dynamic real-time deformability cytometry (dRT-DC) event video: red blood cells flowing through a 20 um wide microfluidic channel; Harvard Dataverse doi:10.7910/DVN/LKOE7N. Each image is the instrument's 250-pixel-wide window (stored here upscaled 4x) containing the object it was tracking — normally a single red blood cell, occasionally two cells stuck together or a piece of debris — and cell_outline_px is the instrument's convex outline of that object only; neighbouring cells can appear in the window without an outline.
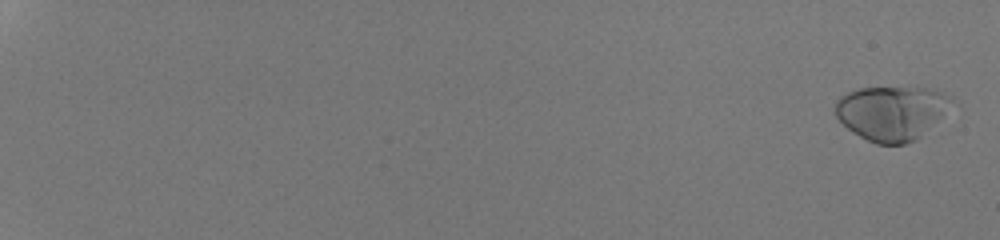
{"species": "human", "species_latin": "Homo sapiens", "temperature_condition": "room temperature", "stored_images_in_passage": 54, "camera_frame_rate_fps": 3000, "um_per_image_px": 0.085, "donor": {"sex": "male"}, "frame": {"image": 1, "passage_image": 2, "time_ms": 0.333, "image_size_px": [1000, 240], "cell_outline_px": [[952, 100], [944, 112], [916, 140], [904, 144], [876, 144], [852, 132], [836, 116], [836, 100], [840, 96], [848, 92], [860, 88], [928, 88], [952, 96]], "centroid_in_image_um": [75.74, 9.59], "position_along_channel_um": 9.3, "area_um2": 36.07}}
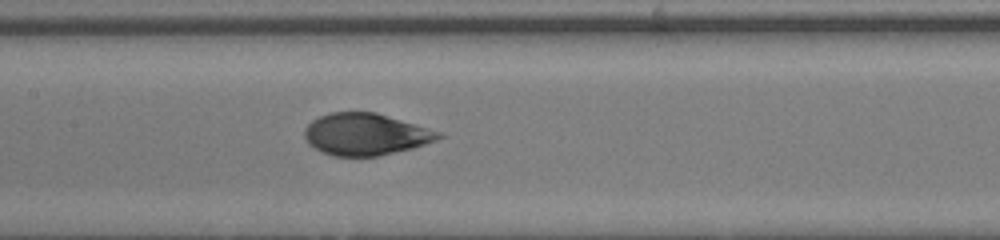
{"frame": {"image": 2, "passage_image": 32, "time_ms": 10.333, "image_size_px": [1000, 240], "cell_outline_px": [[444, 136], [436, 140], [412, 148], [376, 156], [332, 156], [308, 144], [304, 136], [304, 128], [312, 120], [320, 116], [332, 112], [376, 112], [444, 132]], "centroid_in_image_um": [31.09, 11.4], "position_along_channel_um": 176.3, "area_um2": 32.71}}
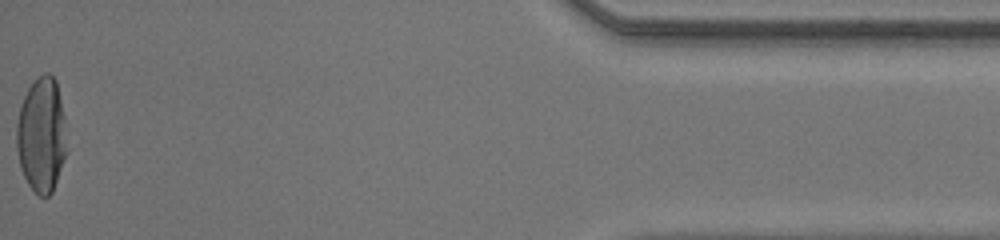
{"frame": {"image": 3, "passage_image": 54, "time_ms": 17.667, "image_size_px": [1000, 240], "cell_outline_px": [[68, 152], [52, 192], [48, 196], [40, 196], [28, 184], [20, 168], [16, 148], [16, 124], [20, 108], [24, 96], [28, 88], [44, 72], [48, 72], [56, 80], [64, 116], [68, 148]], "centroid_in_image_um": [3.54, 11.49], "position_along_channel_um": 431.7, "area_um2": 33.87}, "authors_computed_cell_mechanics": {"area_um2": 33.9286, "velocity_mm_per_s": 4.3289, "shape_relaxation_time_tau1_ms": 6.7162, "shape_relaxation_time_tau2_ms": null, "deformation_change_tau1": 0.2719, "deformation_change_tau2": null}}